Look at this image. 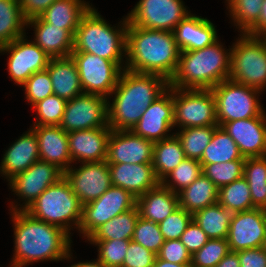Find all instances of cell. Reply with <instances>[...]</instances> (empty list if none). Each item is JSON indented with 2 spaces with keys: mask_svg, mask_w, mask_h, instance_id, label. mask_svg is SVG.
I'll use <instances>...</instances> for the list:
<instances>
[{
  "mask_svg": "<svg viewBox=\"0 0 266 267\" xmlns=\"http://www.w3.org/2000/svg\"><path fill=\"white\" fill-rule=\"evenodd\" d=\"M59 126L67 133L109 127L107 98L102 95L82 93L68 100Z\"/></svg>",
  "mask_w": 266,
  "mask_h": 267,
  "instance_id": "15",
  "label": "cell"
},
{
  "mask_svg": "<svg viewBox=\"0 0 266 267\" xmlns=\"http://www.w3.org/2000/svg\"><path fill=\"white\" fill-rule=\"evenodd\" d=\"M174 129L218 125L211 89L173 88Z\"/></svg>",
  "mask_w": 266,
  "mask_h": 267,
  "instance_id": "9",
  "label": "cell"
},
{
  "mask_svg": "<svg viewBox=\"0 0 266 267\" xmlns=\"http://www.w3.org/2000/svg\"><path fill=\"white\" fill-rule=\"evenodd\" d=\"M221 127L244 158L266 156V112L258 117L225 122Z\"/></svg>",
  "mask_w": 266,
  "mask_h": 267,
  "instance_id": "20",
  "label": "cell"
},
{
  "mask_svg": "<svg viewBox=\"0 0 266 267\" xmlns=\"http://www.w3.org/2000/svg\"><path fill=\"white\" fill-rule=\"evenodd\" d=\"M185 159L181 143L175 134L155 142L152 166L157 180L161 182Z\"/></svg>",
  "mask_w": 266,
  "mask_h": 267,
  "instance_id": "31",
  "label": "cell"
},
{
  "mask_svg": "<svg viewBox=\"0 0 266 267\" xmlns=\"http://www.w3.org/2000/svg\"><path fill=\"white\" fill-rule=\"evenodd\" d=\"M38 160L40 158L37 136L29 128L5 150L0 162V175L4 180L7 179V182Z\"/></svg>",
  "mask_w": 266,
  "mask_h": 267,
  "instance_id": "22",
  "label": "cell"
},
{
  "mask_svg": "<svg viewBox=\"0 0 266 267\" xmlns=\"http://www.w3.org/2000/svg\"><path fill=\"white\" fill-rule=\"evenodd\" d=\"M190 13L183 0H139L126 17L134 26L174 31Z\"/></svg>",
  "mask_w": 266,
  "mask_h": 267,
  "instance_id": "13",
  "label": "cell"
},
{
  "mask_svg": "<svg viewBox=\"0 0 266 267\" xmlns=\"http://www.w3.org/2000/svg\"><path fill=\"white\" fill-rule=\"evenodd\" d=\"M266 236V210L254 208L237 212L230 222L227 241L230 251L262 247Z\"/></svg>",
  "mask_w": 266,
  "mask_h": 267,
  "instance_id": "18",
  "label": "cell"
},
{
  "mask_svg": "<svg viewBox=\"0 0 266 267\" xmlns=\"http://www.w3.org/2000/svg\"><path fill=\"white\" fill-rule=\"evenodd\" d=\"M223 45L218 39L199 50L180 51L178 67L169 86L180 89H212L229 79L231 48L227 49Z\"/></svg>",
  "mask_w": 266,
  "mask_h": 267,
  "instance_id": "4",
  "label": "cell"
},
{
  "mask_svg": "<svg viewBox=\"0 0 266 267\" xmlns=\"http://www.w3.org/2000/svg\"><path fill=\"white\" fill-rule=\"evenodd\" d=\"M136 207L141 218L159 224L179 207L178 194L159 183L136 198Z\"/></svg>",
  "mask_w": 266,
  "mask_h": 267,
  "instance_id": "27",
  "label": "cell"
},
{
  "mask_svg": "<svg viewBox=\"0 0 266 267\" xmlns=\"http://www.w3.org/2000/svg\"><path fill=\"white\" fill-rule=\"evenodd\" d=\"M67 100L60 98L56 94L49 95L42 101L36 103L32 108L35 111V119L32 126H59Z\"/></svg>",
  "mask_w": 266,
  "mask_h": 267,
  "instance_id": "41",
  "label": "cell"
},
{
  "mask_svg": "<svg viewBox=\"0 0 266 267\" xmlns=\"http://www.w3.org/2000/svg\"><path fill=\"white\" fill-rule=\"evenodd\" d=\"M192 219V213L178 207L171 215L159 223L164 240L180 239Z\"/></svg>",
  "mask_w": 266,
  "mask_h": 267,
  "instance_id": "47",
  "label": "cell"
},
{
  "mask_svg": "<svg viewBox=\"0 0 266 267\" xmlns=\"http://www.w3.org/2000/svg\"><path fill=\"white\" fill-rule=\"evenodd\" d=\"M215 267H240L237 252L229 251Z\"/></svg>",
  "mask_w": 266,
  "mask_h": 267,
  "instance_id": "53",
  "label": "cell"
},
{
  "mask_svg": "<svg viewBox=\"0 0 266 267\" xmlns=\"http://www.w3.org/2000/svg\"><path fill=\"white\" fill-rule=\"evenodd\" d=\"M139 212L135 206L97 228L86 240H131Z\"/></svg>",
  "mask_w": 266,
  "mask_h": 267,
  "instance_id": "36",
  "label": "cell"
},
{
  "mask_svg": "<svg viewBox=\"0 0 266 267\" xmlns=\"http://www.w3.org/2000/svg\"><path fill=\"white\" fill-rule=\"evenodd\" d=\"M234 212L225 209L218 202L198 210L193 214V219L205 232L209 239L227 238L230 222Z\"/></svg>",
  "mask_w": 266,
  "mask_h": 267,
  "instance_id": "33",
  "label": "cell"
},
{
  "mask_svg": "<svg viewBox=\"0 0 266 267\" xmlns=\"http://www.w3.org/2000/svg\"><path fill=\"white\" fill-rule=\"evenodd\" d=\"M135 206L136 198L130 192L112 185L98 199L82 205V218L77 232L86 240L102 224Z\"/></svg>",
  "mask_w": 266,
  "mask_h": 267,
  "instance_id": "11",
  "label": "cell"
},
{
  "mask_svg": "<svg viewBox=\"0 0 266 267\" xmlns=\"http://www.w3.org/2000/svg\"><path fill=\"white\" fill-rule=\"evenodd\" d=\"M56 0H19L23 16L26 20L40 15Z\"/></svg>",
  "mask_w": 266,
  "mask_h": 267,
  "instance_id": "52",
  "label": "cell"
},
{
  "mask_svg": "<svg viewBox=\"0 0 266 267\" xmlns=\"http://www.w3.org/2000/svg\"><path fill=\"white\" fill-rule=\"evenodd\" d=\"M111 183L130 192L135 198L155 188L157 180L152 164H108Z\"/></svg>",
  "mask_w": 266,
  "mask_h": 267,
  "instance_id": "25",
  "label": "cell"
},
{
  "mask_svg": "<svg viewBox=\"0 0 266 267\" xmlns=\"http://www.w3.org/2000/svg\"><path fill=\"white\" fill-rule=\"evenodd\" d=\"M218 125L189 127L175 131L185 157L200 160Z\"/></svg>",
  "mask_w": 266,
  "mask_h": 267,
  "instance_id": "38",
  "label": "cell"
},
{
  "mask_svg": "<svg viewBox=\"0 0 266 267\" xmlns=\"http://www.w3.org/2000/svg\"><path fill=\"white\" fill-rule=\"evenodd\" d=\"M219 189L203 173L189 186L178 192L179 207L194 214L218 202Z\"/></svg>",
  "mask_w": 266,
  "mask_h": 267,
  "instance_id": "30",
  "label": "cell"
},
{
  "mask_svg": "<svg viewBox=\"0 0 266 267\" xmlns=\"http://www.w3.org/2000/svg\"><path fill=\"white\" fill-rule=\"evenodd\" d=\"M245 159L235 141L221 126H217L199 161L201 164H214Z\"/></svg>",
  "mask_w": 266,
  "mask_h": 267,
  "instance_id": "35",
  "label": "cell"
},
{
  "mask_svg": "<svg viewBox=\"0 0 266 267\" xmlns=\"http://www.w3.org/2000/svg\"><path fill=\"white\" fill-rule=\"evenodd\" d=\"M74 164L63 172L73 193L82 205L98 199L111 186V175L107 161Z\"/></svg>",
  "mask_w": 266,
  "mask_h": 267,
  "instance_id": "16",
  "label": "cell"
},
{
  "mask_svg": "<svg viewBox=\"0 0 266 267\" xmlns=\"http://www.w3.org/2000/svg\"><path fill=\"white\" fill-rule=\"evenodd\" d=\"M243 177L250 188L254 208L266 210V156L246 158Z\"/></svg>",
  "mask_w": 266,
  "mask_h": 267,
  "instance_id": "37",
  "label": "cell"
},
{
  "mask_svg": "<svg viewBox=\"0 0 266 267\" xmlns=\"http://www.w3.org/2000/svg\"><path fill=\"white\" fill-rule=\"evenodd\" d=\"M14 250L9 267H29L37 262L74 261L72 237L62 228L37 220L26 211H10Z\"/></svg>",
  "mask_w": 266,
  "mask_h": 267,
  "instance_id": "1",
  "label": "cell"
},
{
  "mask_svg": "<svg viewBox=\"0 0 266 267\" xmlns=\"http://www.w3.org/2000/svg\"><path fill=\"white\" fill-rule=\"evenodd\" d=\"M62 177L63 171L56 165L41 160L36 161L28 169L7 181L11 193L14 192L13 195L18 197L10 201L9 211H25L40 194Z\"/></svg>",
  "mask_w": 266,
  "mask_h": 267,
  "instance_id": "10",
  "label": "cell"
},
{
  "mask_svg": "<svg viewBox=\"0 0 266 267\" xmlns=\"http://www.w3.org/2000/svg\"><path fill=\"white\" fill-rule=\"evenodd\" d=\"M34 28L33 41L51 58L69 57L73 51V35L62 27L44 22L40 17L27 20L26 28Z\"/></svg>",
  "mask_w": 266,
  "mask_h": 267,
  "instance_id": "26",
  "label": "cell"
},
{
  "mask_svg": "<svg viewBox=\"0 0 266 267\" xmlns=\"http://www.w3.org/2000/svg\"><path fill=\"white\" fill-rule=\"evenodd\" d=\"M114 25L106 21L92 6L75 31L72 52L97 55L125 69L127 17L123 16L122 20Z\"/></svg>",
  "mask_w": 266,
  "mask_h": 267,
  "instance_id": "5",
  "label": "cell"
},
{
  "mask_svg": "<svg viewBox=\"0 0 266 267\" xmlns=\"http://www.w3.org/2000/svg\"><path fill=\"white\" fill-rule=\"evenodd\" d=\"M240 267H266V251L262 247L237 252Z\"/></svg>",
  "mask_w": 266,
  "mask_h": 267,
  "instance_id": "51",
  "label": "cell"
},
{
  "mask_svg": "<svg viewBox=\"0 0 266 267\" xmlns=\"http://www.w3.org/2000/svg\"><path fill=\"white\" fill-rule=\"evenodd\" d=\"M93 5L85 0H56L40 18L49 24L67 29L73 36L82 17Z\"/></svg>",
  "mask_w": 266,
  "mask_h": 267,
  "instance_id": "29",
  "label": "cell"
},
{
  "mask_svg": "<svg viewBox=\"0 0 266 267\" xmlns=\"http://www.w3.org/2000/svg\"><path fill=\"white\" fill-rule=\"evenodd\" d=\"M229 79L266 91V42L260 35L240 33L232 43Z\"/></svg>",
  "mask_w": 266,
  "mask_h": 267,
  "instance_id": "7",
  "label": "cell"
},
{
  "mask_svg": "<svg viewBox=\"0 0 266 267\" xmlns=\"http://www.w3.org/2000/svg\"><path fill=\"white\" fill-rule=\"evenodd\" d=\"M84 93L108 98L117 86L123 69L115 62L86 52H71Z\"/></svg>",
  "mask_w": 266,
  "mask_h": 267,
  "instance_id": "12",
  "label": "cell"
},
{
  "mask_svg": "<svg viewBox=\"0 0 266 267\" xmlns=\"http://www.w3.org/2000/svg\"><path fill=\"white\" fill-rule=\"evenodd\" d=\"M245 160L201 164L202 173L219 189L243 177Z\"/></svg>",
  "mask_w": 266,
  "mask_h": 267,
  "instance_id": "42",
  "label": "cell"
},
{
  "mask_svg": "<svg viewBox=\"0 0 266 267\" xmlns=\"http://www.w3.org/2000/svg\"><path fill=\"white\" fill-rule=\"evenodd\" d=\"M154 142L132 130H111L108 139V164H152Z\"/></svg>",
  "mask_w": 266,
  "mask_h": 267,
  "instance_id": "19",
  "label": "cell"
},
{
  "mask_svg": "<svg viewBox=\"0 0 266 267\" xmlns=\"http://www.w3.org/2000/svg\"><path fill=\"white\" fill-rule=\"evenodd\" d=\"M21 87L25 91L26 102L31 107L54 94L52 82L46 69L32 74Z\"/></svg>",
  "mask_w": 266,
  "mask_h": 267,
  "instance_id": "46",
  "label": "cell"
},
{
  "mask_svg": "<svg viewBox=\"0 0 266 267\" xmlns=\"http://www.w3.org/2000/svg\"><path fill=\"white\" fill-rule=\"evenodd\" d=\"M52 82L54 94L65 100H71L83 92L78 69L71 56L51 58L46 68Z\"/></svg>",
  "mask_w": 266,
  "mask_h": 267,
  "instance_id": "28",
  "label": "cell"
},
{
  "mask_svg": "<svg viewBox=\"0 0 266 267\" xmlns=\"http://www.w3.org/2000/svg\"><path fill=\"white\" fill-rule=\"evenodd\" d=\"M168 87L169 81L161 75L123 69L117 86L107 98L108 126L115 131L132 130L142 113Z\"/></svg>",
  "mask_w": 266,
  "mask_h": 267,
  "instance_id": "2",
  "label": "cell"
},
{
  "mask_svg": "<svg viewBox=\"0 0 266 267\" xmlns=\"http://www.w3.org/2000/svg\"><path fill=\"white\" fill-rule=\"evenodd\" d=\"M266 42V30L260 35Z\"/></svg>",
  "mask_w": 266,
  "mask_h": 267,
  "instance_id": "57",
  "label": "cell"
},
{
  "mask_svg": "<svg viewBox=\"0 0 266 267\" xmlns=\"http://www.w3.org/2000/svg\"><path fill=\"white\" fill-rule=\"evenodd\" d=\"M180 240L189 253L193 255L208 242L209 238L195 220L192 219L186 230L182 233Z\"/></svg>",
  "mask_w": 266,
  "mask_h": 267,
  "instance_id": "50",
  "label": "cell"
},
{
  "mask_svg": "<svg viewBox=\"0 0 266 267\" xmlns=\"http://www.w3.org/2000/svg\"><path fill=\"white\" fill-rule=\"evenodd\" d=\"M216 27L207 17L188 14L173 31L179 50H199L212 45L219 39Z\"/></svg>",
  "mask_w": 266,
  "mask_h": 267,
  "instance_id": "23",
  "label": "cell"
},
{
  "mask_svg": "<svg viewBox=\"0 0 266 267\" xmlns=\"http://www.w3.org/2000/svg\"><path fill=\"white\" fill-rule=\"evenodd\" d=\"M26 24L19 0H0V47L24 36Z\"/></svg>",
  "mask_w": 266,
  "mask_h": 267,
  "instance_id": "34",
  "label": "cell"
},
{
  "mask_svg": "<svg viewBox=\"0 0 266 267\" xmlns=\"http://www.w3.org/2000/svg\"><path fill=\"white\" fill-rule=\"evenodd\" d=\"M190 264H177L165 261L163 259H159L156 257L155 263L153 267H189Z\"/></svg>",
  "mask_w": 266,
  "mask_h": 267,
  "instance_id": "56",
  "label": "cell"
},
{
  "mask_svg": "<svg viewBox=\"0 0 266 267\" xmlns=\"http://www.w3.org/2000/svg\"><path fill=\"white\" fill-rule=\"evenodd\" d=\"M218 203L234 213L254 209L247 180L242 177L219 188Z\"/></svg>",
  "mask_w": 266,
  "mask_h": 267,
  "instance_id": "39",
  "label": "cell"
},
{
  "mask_svg": "<svg viewBox=\"0 0 266 267\" xmlns=\"http://www.w3.org/2000/svg\"><path fill=\"white\" fill-rule=\"evenodd\" d=\"M179 55L173 31L146 29L128 22L125 69L161 75L170 81L177 70Z\"/></svg>",
  "mask_w": 266,
  "mask_h": 267,
  "instance_id": "3",
  "label": "cell"
},
{
  "mask_svg": "<svg viewBox=\"0 0 266 267\" xmlns=\"http://www.w3.org/2000/svg\"><path fill=\"white\" fill-rule=\"evenodd\" d=\"M174 130V104L172 87L168 89L142 113L132 131L147 140L158 142L172 136ZM172 131V132H171Z\"/></svg>",
  "mask_w": 266,
  "mask_h": 267,
  "instance_id": "17",
  "label": "cell"
},
{
  "mask_svg": "<svg viewBox=\"0 0 266 267\" xmlns=\"http://www.w3.org/2000/svg\"><path fill=\"white\" fill-rule=\"evenodd\" d=\"M25 211L37 220L62 228L70 236L71 230L79 229L82 218V204L64 177L49 186Z\"/></svg>",
  "mask_w": 266,
  "mask_h": 267,
  "instance_id": "6",
  "label": "cell"
},
{
  "mask_svg": "<svg viewBox=\"0 0 266 267\" xmlns=\"http://www.w3.org/2000/svg\"><path fill=\"white\" fill-rule=\"evenodd\" d=\"M262 248L266 251V236H265V238H264V242H263V246H262Z\"/></svg>",
  "mask_w": 266,
  "mask_h": 267,
  "instance_id": "58",
  "label": "cell"
},
{
  "mask_svg": "<svg viewBox=\"0 0 266 267\" xmlns=\"http://www.w3.org/2000/svg\"><path fill=\"white\" fill-rule=\"evenodd\" d=\"M38 140L39 158L56 165L63 172L73 164L69 152L68 134L60 126H30Z\"/></svg>",
  "mask_w": 266,
  "mask_h": 267,
  "instance_id": "24",
  "label": "cell"
},
{
  "mask_svg": "<svg viewBox=\"0 0 266 267\" xmlns=\"http://www.w3.org/2000/svg\"><path fill=\"white\" fill-rule=\"evenodd\" d=\"M264 0H228L230 22L239 33L259 35V19Z\"/></svg>",
  "mask_w": 266,
  "mask_h": 267,
  "instance_id": "32",
  "label": "cell"
},
{
  "mask_svg": "<svg viewBox=\"0 0 266 267\" xmlns=\"http://www.w3.org/2000/svg\"><path fill=\"white\" fill-rule=\"evenodd\" d=\"M132 241L141 244L156 255L164 244V238L158 223L138 217L132 236Z\"/></svg>",
  "mask_w": 266,
  "mask_h": 267,
  "instance_id": "44",
  "label": "cell"
},
{
  "mask_svg": "<svg viewBox=\"0 0 266 267\" xmlns=\"http://www.w3.org/2000/svg\"><path fill=\"white\" fill-rule=\"evenodd\" d=\"M229 251L227 238L209 239L200 250L191 256V265L215 267Z\"/></svg>",
  "mask_w": 266,
  "mask_h": 267,
  "instance_id": "45",
  "label": "cell"
},
{
  "mask_svg": "<svg viewBox=\"0 0 266 267\" xmlns=\"http://www.w3.org/2000/svg\"><path fill=\"white\" fill-rule=\"evenodd\" d=\"M67 134L72 164L78 165L107 159L110 127L78 130Z\"/></svg>",
  "mask_w": 266,
  "mask_h": 267,
  "instance_id": "21",
  "label": "cell"
},
{
  "mask_svg": "<svg viewBox=\"0 0 266 267\" xmlns=\"http://www.w3.org/2000/svg\"><path fill=\"white\" fill-rule=\"evenodd\" d=\"M216 101L218 126L225 122L261 116L265 112L261 103L262 91L226 79L211 89Z\"/></svg>",
  "mask_w": 266,
  "mask_h": 267,
  "instance_id": "8",
  "label": "cell"
},
{
  "mask_svg": "<svg viewBox=\"0 0 266 267\" xmlns=\"http://www.w3.org/2000/svg\"><path fill=\"white\" fill-rule=\"evenodd\" d=\"M88 244L96 246L98 255L97 259L105 267H122L124 257L130 240L113 239V240H85Z\"/></svg>",
  "mask_w": 266,
  "mask_h": 267,
  "instance_id": "43",
  "label": "cell"
},
{
  "mask_svg": "<svg viewBox=\"0 0 266 267\" xmlns=\"http://www.w3.org/2000/svg\"><path fill=\"white\" fill-rule=\"evenodd\" d=\"M25 34L0 47V54H7L9 78L21 87L34 73L45 70L51 57Z\"/></svg>",
  "mask_w": 266,
  "mask_h": 267,
  "instance_id": "14",
  "label": "cell"
},
{
  "mask_svg": "<svg viewBox=\"0 0 266 267\" xmlns=\"http://www.w3.org/2000/svg\"><path fill=\"white\" fill-rule=\"evenodd\" d=\"M191 254L180 239L164 241L157 257L177 264H191Z\"/></svg>",
  "mask_w": 266,
  "mask_h": 267,
  "instance_id": "49",
  "label": "cell"
},
{
  "mask_svg": "<svg viewBox=\"0 0 266 267\" xmlns=\"http://www.w3.org/2000/svg\"><path fill=\"white\" fill-rule=\"evenodd\" d=\"M68 267H105L97 258L94 260H87V261H82L81 260L77 263H73L69 265Z\"/></svg>",
  "mask_w": 266,
  "mask_h": 267,
  "instance_id": "54",
  "label": "cell"
},
{
  "mask_svg": "<svg viewBox=\"0 0 266 267\" xmlns=\"http://www.w3.org/2000/svg\"><path fill=\"white\" fill-rule=\"evenodd\" d=\"M202 174L199 160L186 158L160 183L174 193L193 183Z\"/></svg>",
  "mask_w": 266,
  "mask_h": 267,
  "instance_id": "40",
  "label": "cell"
},
{
  "mask_svg": "<svg viewBox=\"0 0 266 267\" xmlns=\"http://www.w3.org/2000/svg\"><path fill=\"white\" fill-rule=\"evenodd\" d=\"M189 267H198V266H196V265H191V264H190V266H189Z\"/></svg>",
  "mask_w": 266,
  "mask_h": 267,
  "instance_id": "59",
  "label": "cell"
},
{
  "mask_svg": "<svg viewBox=\"0 0 266 267\" xmlns=\"http://www.w3.org/2000/svg\"><path fill=\"white\" fill-rule=\"evenodd\" d=\"M266 30V0L262 3V10L259 19V35Z\"/></svg>",
  "mask_w": 266,
  "mask_h": 267,
  "instance_id": "55",
  "label": "cell"
},
{
  "mask_svg": "<svg viewBox=\"0 0 266 267\" xmlns=\"http://www.w3.org/2000/svg\"><path fill=\"white\" fill-rule=\"evenodd\" d=\"M156 257L152 251L130 240L122 267H153Z\"/></svg>",
  "mask_w": 266,
  "mask_h": 267,
  "instance_id": "48",
  "label": "cell"
}]
</instances>
